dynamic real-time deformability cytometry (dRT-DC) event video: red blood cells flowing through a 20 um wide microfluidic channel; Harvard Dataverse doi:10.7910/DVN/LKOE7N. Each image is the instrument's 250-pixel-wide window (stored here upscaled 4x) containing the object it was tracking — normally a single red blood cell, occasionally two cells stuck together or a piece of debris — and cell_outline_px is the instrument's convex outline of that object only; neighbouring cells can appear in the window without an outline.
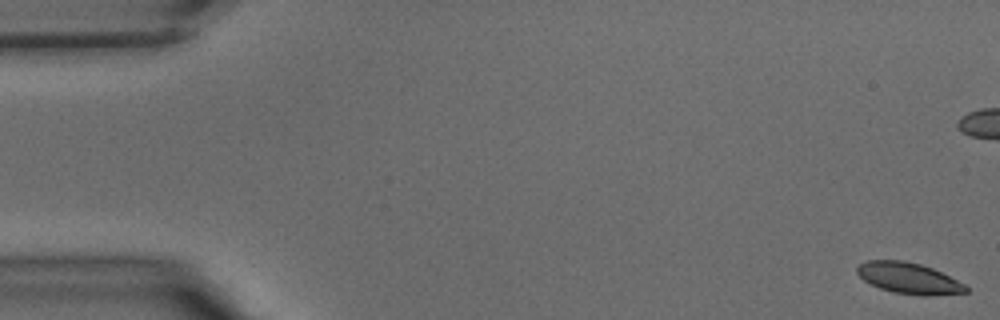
{"species": "common noctule bat (a hibernating species)", "species_latin": "Nyctalus noctula", "temperature_condition": "warm", "stored_images_in_passage": 42, "camera_frame_rate_fps": 3000, "um_per_image_px": 0.085, "animal": {"sex": "male", "body_mass_g": 15.6}, "frame": {"image": 1, "passage_image": 1, "time_ms": 0.0, "image_size_px": [1000, 320], "cell_outline_px": [[968, 292], [928, 296], [920, 296], [892, 292], [880, 288], [864, 280], [856, 272], [856, 268], [860, 264], [868, 260], [904, 260], [920, 264], [932, 268], [964, 284], [968, 288]], "centroid_in_image_um": [77.23, 23.65], "position_along_channel_um": 7.8, "area_um2": 19.59}}
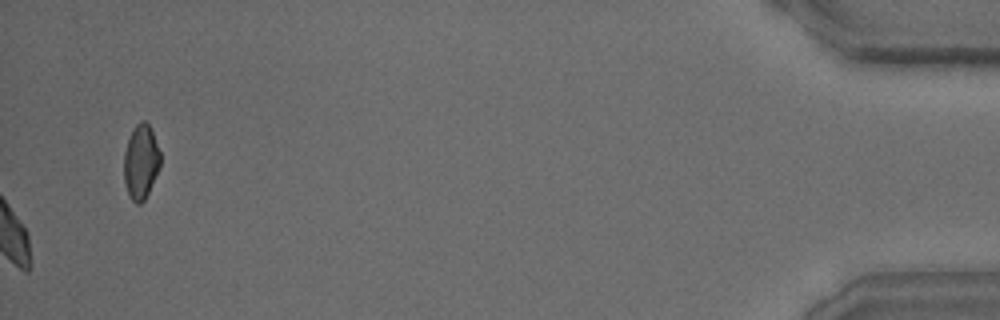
{"frame": {"image": 2, "passage_image": 42, "time_ms": 13.667, "image_size_px": [1000, 320], "cell_outline_px": [[160, 168], [144, 200], [140, 204], [136, 204], [128, 196], [124, 184], [124, 152], [128, 140], [136, 124], [140, 120], [144, 120], [148, 124], [152, 132], [160, 152]], "centroid_in_image_um": [11.96, 13.79], "position_along_channel_um": 423.2, "area_um2": 15.78}}